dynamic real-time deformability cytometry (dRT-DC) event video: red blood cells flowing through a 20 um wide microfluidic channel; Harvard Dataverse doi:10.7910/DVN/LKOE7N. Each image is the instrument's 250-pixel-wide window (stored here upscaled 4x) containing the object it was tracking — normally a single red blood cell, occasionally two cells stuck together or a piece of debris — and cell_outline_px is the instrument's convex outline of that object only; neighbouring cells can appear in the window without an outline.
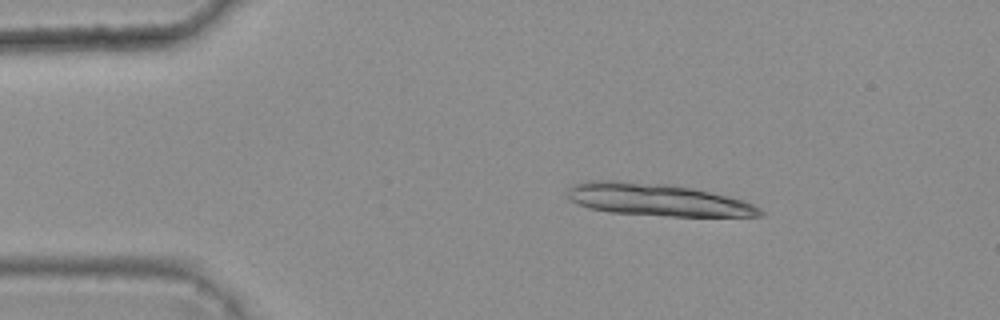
{"species": "common noctule bat (a hibernating species)", "species_latin": "Nyctalus noctula", "temperature_condition": "warm", "stored_images_in_passage": 6, "segment_of_instrument_passage": [1, 2], "camera_frame_rate_fps": 3000, "um_per_image_px": 0.085, "animal": {"sex": "female", "body_mass_g": 25.1}, "frame": {"image": 1, "passage_image": 3, "time_ms": 0.667, "image_size_px": [1000, 320], "cell_outline_px": [[764, 212], [760, 216], [668, 216], [612, 212], [588, 208], [576, 204], [568, 200], [568, 188], [572, 184], [584, 180], [620, 180], [672, 184], [692, 188], [744, 200], [760, 208]], "centroid_in_image_um": [55.8, 16.96], "position_along_channel_um": 29.2, "area_um2": 36.53}}